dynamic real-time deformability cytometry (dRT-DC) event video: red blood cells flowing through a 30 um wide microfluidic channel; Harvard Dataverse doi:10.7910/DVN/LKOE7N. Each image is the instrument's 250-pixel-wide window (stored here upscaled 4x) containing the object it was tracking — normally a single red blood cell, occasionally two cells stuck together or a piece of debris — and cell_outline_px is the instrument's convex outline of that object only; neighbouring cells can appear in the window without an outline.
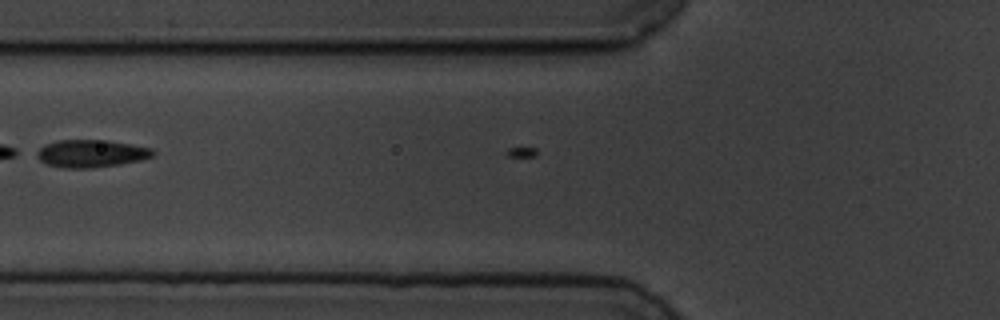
{"species": "common noctule bat (a hibernating species)", "species_latin": "Nyctalus noctula", "temperature_condition": "cold", "stored_images_in_passage": 3, "camera_frame_rate_fps": 3000, "um_per_image_px": 0.085, "animal": {"sex": "male", "body_mass_g": 19.5, "forearm_length_mm": 54.6}, "frame": {"image": 1, "passage_image": 2, "time_ms": 0.333, "image_size_px": [1000, 320], "cell_outline_px": [[156, 156], [140, 160], [120, 164], [92, 168], [64, 168], [48, 164], [40, 160], [32, 152], [44, 144], [56, 140], [108, 140], [132, 144], [152, 148], [156, 152]], "centroid_in_image_um": [7.73, 13.04], "position_along_channel_um": 118.1, "area_um2": 19.02}}